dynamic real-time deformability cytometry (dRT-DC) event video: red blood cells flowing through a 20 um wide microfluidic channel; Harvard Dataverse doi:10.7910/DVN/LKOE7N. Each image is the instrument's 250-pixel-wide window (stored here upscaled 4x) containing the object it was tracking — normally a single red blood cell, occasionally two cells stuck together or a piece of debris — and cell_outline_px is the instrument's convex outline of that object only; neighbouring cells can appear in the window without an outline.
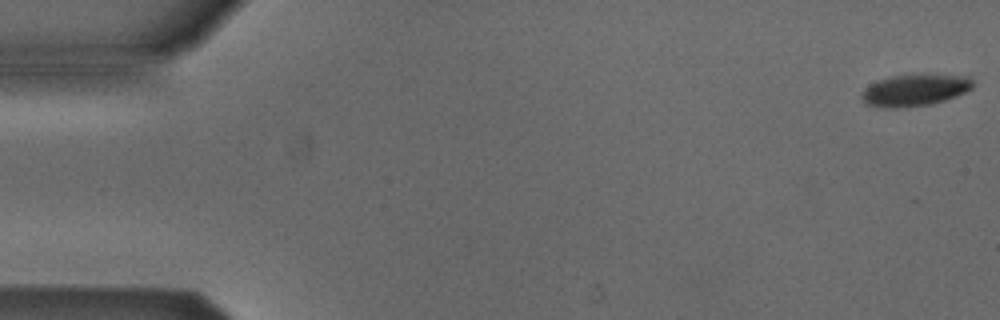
{"species": "Egyptian fruit bat (a non-hibernating species)", "species_latin": "Rousettus aegyptiacus", "temperature_condition": "cold", "stored_images_in_passage": 4, "camera_frame_rate_fps": 3000, "um_per_image_px": 0.085, "animal": {"sex": "male"}, "frame": {"image": 1, "passage_image": 1, "time_ms": 0.0, "image_size_px": [1000, 320], "cell_outline_px": [[972, 88], [956, 96], [944, 100], [928, 104], [888, 108], [884, 108], [864, 104], [860, 96], [864, 88], [880, 80], [892, 76], [968, 76], [972, 80]], "centroid_in_image_um": [77.69, 7.69], "position_along_channel_um": 7.3, "area_um2": 19.77}}
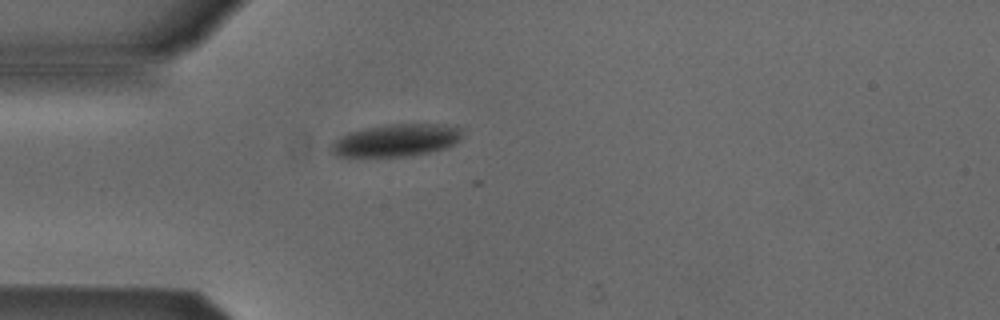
{"frame": {"image": 2, "passage_image": 4, "time_ms": 4.667, "image_size_px": [1000, 320], "cell_outline_px": [[464, 128], [460, 140], [444, 148], [428, 152], [404, 156], [336, 156], [328, 148], [332, 140], [348, 132], [364, 128], [388, 124], [456, 124]], "centroid_in_image_um": [33.67, 11.9], "position_along_channel_um": 51.3, "area_um2": 25.03}}